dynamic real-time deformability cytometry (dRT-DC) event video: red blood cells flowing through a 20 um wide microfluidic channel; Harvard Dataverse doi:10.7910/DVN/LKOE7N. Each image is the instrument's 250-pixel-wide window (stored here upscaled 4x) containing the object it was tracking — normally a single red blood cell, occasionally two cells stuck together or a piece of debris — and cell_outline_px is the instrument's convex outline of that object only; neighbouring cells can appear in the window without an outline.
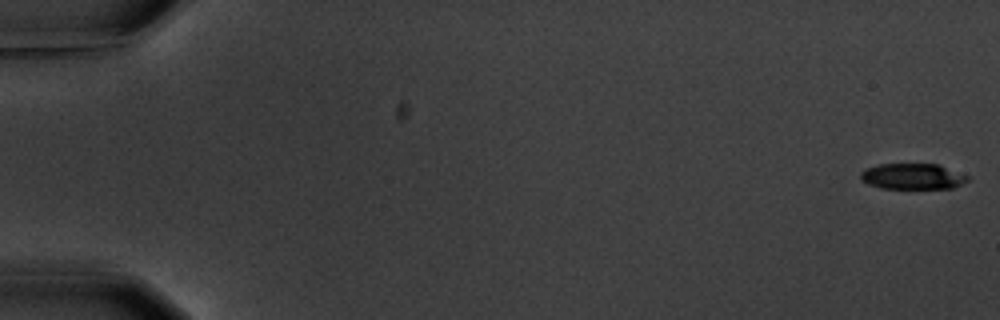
{"species": "common noctule bat (a hibernating species)", "species_latin": "Nyctalus noctula", "temperature_condition": "warm", "stored_images_in_passage": 5, "camera_frame_rate_fps": 3000, "um_per_image_px": 0.085, "animal": {"sex": "male", "body_mass_g": 20.1, "forearm_length_mm": 53.5}, "frame": {"image": 1, "passage_image": 1, "time_ms": 0.0, "image_size_px": [1000, 320], "cell_outline_px": [[968, 180], [952, 188], [880, 188], [868, 184], [860, 176], [860, 172], [864, 168], [880, 164], [940, 164], [968, 176]], "centroid_in_image_um": [77.55, 14.98], "position_along_channel_um": 7.5, "area_um2": 16.01}}
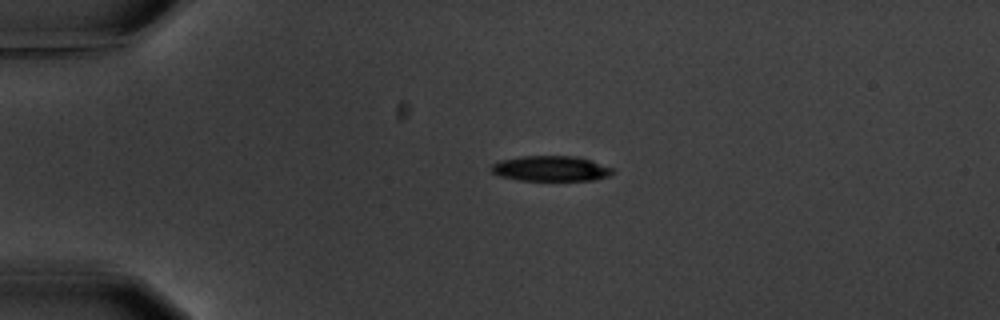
{"frame": {"image": 2, "passage_image": 4, "time_ms": 4.333, "image_size_px": [1000, 320], "cell_outline_px": [[616, 172], [608, 176], [596, 180], [520, 180], [500, 176], [492, 172], [488, 168], [492, 164], [500, 160], [524, 156], [576, 156], [592, 160], [616, 168]], "centroid_in_image_um": [46.88, 14.32], "position_along_channel_um": 38.1, "area_um2": 18.15}}